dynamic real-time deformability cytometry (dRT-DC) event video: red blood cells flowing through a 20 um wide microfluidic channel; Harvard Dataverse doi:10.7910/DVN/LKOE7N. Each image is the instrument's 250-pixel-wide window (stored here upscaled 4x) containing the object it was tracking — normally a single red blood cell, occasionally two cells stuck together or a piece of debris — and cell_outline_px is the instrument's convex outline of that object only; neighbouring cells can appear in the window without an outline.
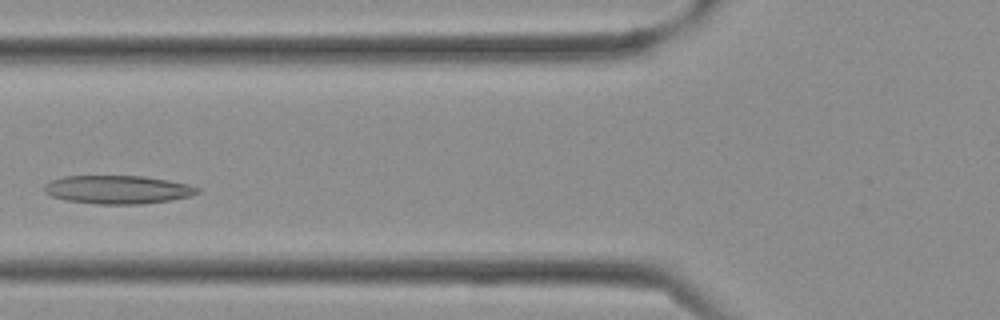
{"species": "Egyptian fruit bat (a non-hibernating species)", "species_latin": "Rousettus aegyptiacus", "temperature_condition": "cold", "stored_images_in_passage": 34, "segment_of_instrument_passage": [1, 2], "camera_frame_rate_fps": 3000, "um_per_image_px": 0.085, "frame": {"image": 1, "passage_image": 10, "time_ms": 3.0, "image_size_px": [1000, 320], "cell_outline_px": [[200, 192], [188, 196], [172, 200], [140, 204], [96, 204], [68, 200], [52, 196], [44, 192], [44, 184], [52, 180], [64, 176], [144, 176], [168, 180], [188, 184], [200, 188]], "centroid_in_image_um": [10.02, 16.11], "position_along_channel_um": 115.8, "area_um2": 25.26}}
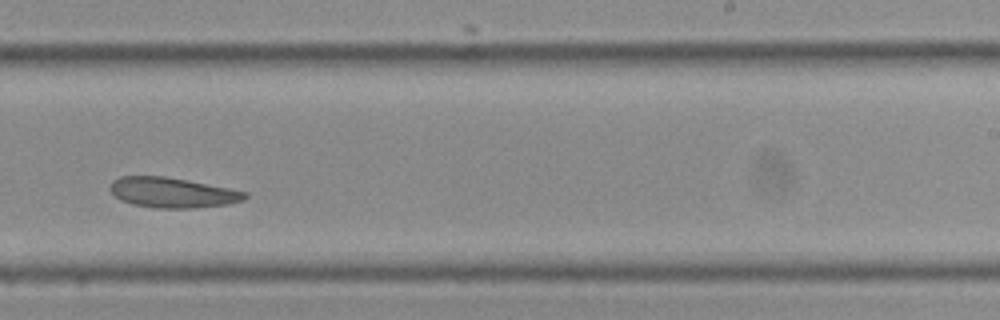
{"frame": {"image": 2, "passage_image": 19, "time_ms": 6.0, "image_size_px": [1000, 320], "cell_outline_px": [[248, 196], [244, 200], [228, 204], [192, 208], [160, 208], [132, 204], [120, 200], [108, 188], [112, 180], [120, 176], [164, 176], [228, 188], [248, 192]], "centroid_in_image_um": [14.63, 16.37], "position_along_channel_um": 274.4, "area_um2": 23.58}}
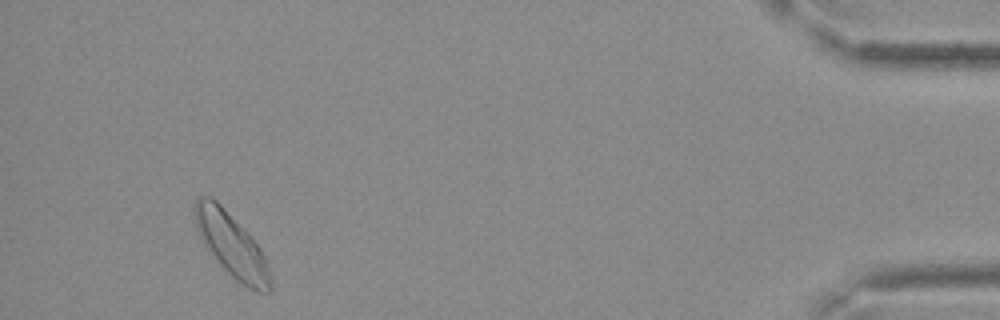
{"frame": {"image": 3, "passage_image": 31, "time_ms": 10.0, "image_size_px": [1000, 320], "cell_outline_px": [[272, 288], [268, 292], [260, 292], [248, 288], [236, 280], [220, 264], [200, 240], [192, 212], [192, 208], [196, 200], [200, 196], [208, 196], [216, 200], [248, 232], [260, 248], [264, 256], [272, 284]], "centroid_in_image_um": [19.65, 20.8], "position_along_channel_um": 415.6, "area_um2": 27.92}}